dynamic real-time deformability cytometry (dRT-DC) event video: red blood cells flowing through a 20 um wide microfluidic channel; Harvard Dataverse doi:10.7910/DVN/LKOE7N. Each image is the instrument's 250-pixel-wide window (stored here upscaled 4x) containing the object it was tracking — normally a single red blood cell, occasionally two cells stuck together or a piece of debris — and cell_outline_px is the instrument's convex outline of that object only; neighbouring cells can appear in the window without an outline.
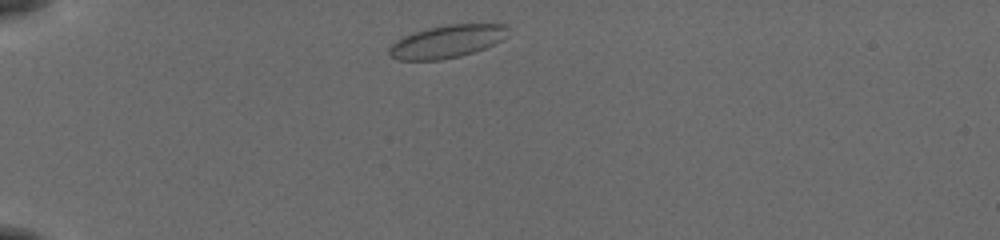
{"species": "common noctule bat (a hibernating species)", "species_latin": "Nyctalus noctula", "temperature_condition": "cold", "stored_images_in_passage": 41, "camera_frame_rate_fps": 3000, "um_per_image_px": 0.085, "animal": {"sex": "female", "body_mass_g": 19.5, "forearm_length_mm": 54.1}, "frame": {"image": 1, "passage_image": 2, "time_ms": 0.333, "image_size_px": [1000, 240], "cell_outline_px": [[508, 36], [484, 48], [460, 56], [440, 60], [400, 60], [392, 56], [388, 52], [388, 48], [392, 44], [404, 36], [428, 28], [448, 24], [504, 24], [508, 28]], "centroid_in_image_um": [38.0, 3.52], "position_along_channel_um": 47.0, "area_um2": 22.37}}
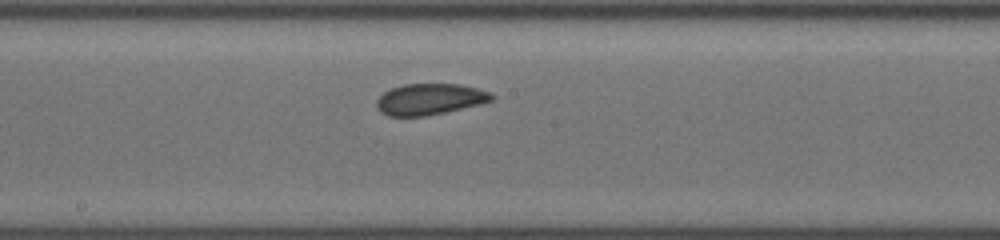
{"frame": {"image": 2, "passage_image": 18, "time_ms": 5.667, "image_size_px": [1000, 240], "cell_outline_px": [[496, 96], [492, 100], [480, 104], [444, 112], [424, 116], [388, 116], [380, 112], [376, 104], [376, 100], [384, 92], [392, 88], [404, 84], [460, 84], [476, 88], [488, 92]], "centroid_in_image_um": [36.51, 8.43], "position_along_channel_um": 211.7, "area_um2": 20.75}}
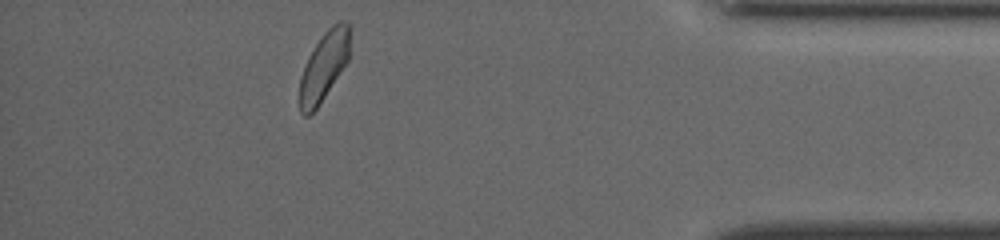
{"frame": {"image": 3, "passage_image": 36, "time_ms": 11.667, "image_size_px": [1000, 240], "cell_outline_px": [[348, 60], [316, 108], [308, 116], [304, 116], [300, 112], [300, 76], [308, 56], [324, 32], [332, 24], [340, 20], [348, 24]], "centroid_in_image_um": [27.49, 5.63], "position_along_channel_um": 407.7, "area_um2": 19.48}, "authors_computed_cell_mechanics": {"area_um2": 20.9236, "velocity_mm_per_s": 3.8288, "shape_relaxation_time_tau1_ms": 4.9346, "shape_relaxation_time_tau2_ms": 1.2146, "deformation_change_tau1": 0.0805, "deformation_change_tau2": 0.0547}}